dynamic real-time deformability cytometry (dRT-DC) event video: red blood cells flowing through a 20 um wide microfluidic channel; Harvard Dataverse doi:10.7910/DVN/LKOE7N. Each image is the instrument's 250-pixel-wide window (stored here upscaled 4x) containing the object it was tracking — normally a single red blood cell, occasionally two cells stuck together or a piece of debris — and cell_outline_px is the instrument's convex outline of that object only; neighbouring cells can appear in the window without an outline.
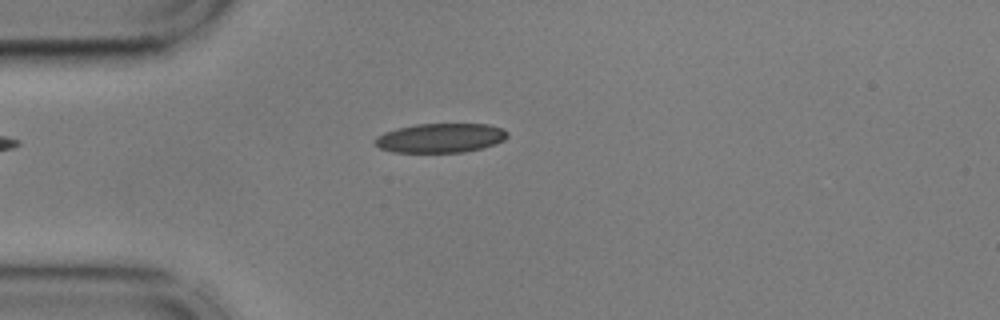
{"species": "common noctule bat (a hibernating species)", "species_latin": "Nyctalus noctula", "temperature_condition": "cold", "stored_images_in_passage": 42, "camera_frame_rate_fps": 3000, "um_per_image_px": 0.085, "animal": {"sex": "male", "body_mass_g": 17.9, "forearm_length_mm": 54.2}, "frame": {"image": 1, "passage_image": 1, "time_ms": 0.0, "image_size_px": [1000, 320], "cell_outline_px": [[508, 136], [504, 140], [496, 144], [464, 152], [392, 152], [380, 148], [376, 144], [376, 136], [384, 132], [396, 128], [416, 124], [488, 124], [500, 128], [508, 132]], "centroid_in_image_um": [37.44, 11.72], "position_along_channel_um": 47.6, "area_um2": 22.54}}
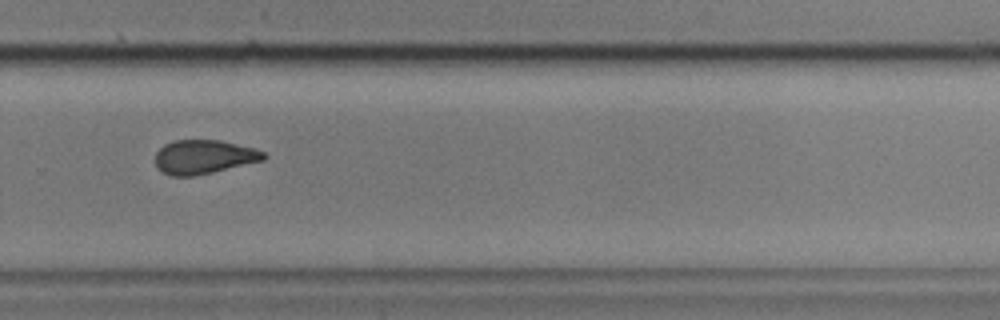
{"frame": {"image": 2, "passage_image": 24, "time_ms": 7.667, "image_size_px": [1000, 320], "cell_outline_px": [[268, 156], [264, 160], [212, 172], [192, 176], [172, 176], [160, 172], [156, 164], [156, 152], [164, 144], [176, 140], [220, 140], [252, 148], [264, 152]], "centroid_in_image_um": [17.3, 13.34], "position_along_channel_um": 312.5, "area_um2": 21.33}}
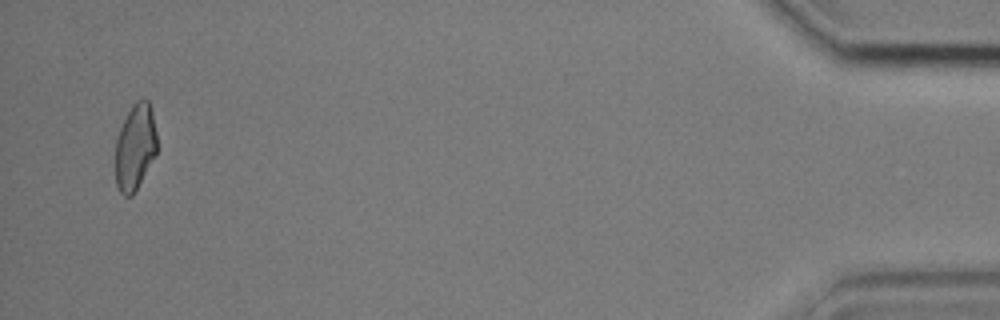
{"frame": {"image": 3, "passage_image": 40, "time_ms": 13.0, "image_size_px": [1000, 320], "cell_outline_px": [[156, 156], [132, 196], [124, 196], [120, 192], [116, 184], [116, 140], [120, 128], [132, 104], [136, 100], [148, 100], [152, 112], [156, 132]], "centroid_in_image_um": [11.49, 12.51], "position_along_channel_um": 423.7, "area_um2": 20.75}, "authors_computed_cell_mechanics": {"area_um2": 22.0507, "velocity_mm_per_s": 3.6222, "shape_relaxation_time_tau1_ms": null, "shape_relaxation_time_tau2_ms": 4.1994, "deformation_change_tau1": null, "deformation_change_tau2": 0.109}}